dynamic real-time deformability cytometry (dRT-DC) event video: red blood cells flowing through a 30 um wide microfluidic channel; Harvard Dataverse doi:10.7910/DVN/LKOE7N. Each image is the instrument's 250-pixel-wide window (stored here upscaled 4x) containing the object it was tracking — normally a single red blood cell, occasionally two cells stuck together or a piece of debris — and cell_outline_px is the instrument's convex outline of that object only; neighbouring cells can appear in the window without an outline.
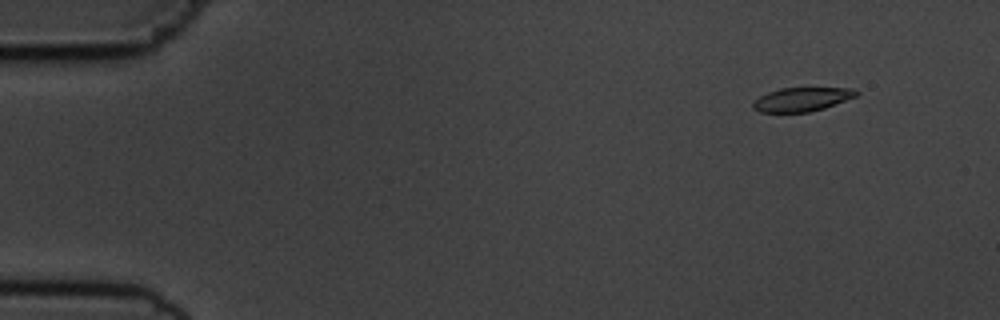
{"species": "common noctule bat (a hibernating species)", "species_latin": "Nyctalus noctula", "temperature_condition": "cold", "stored_images_in_passage": 5, "camera_frame_rate_fps": 3000, "um_per_image_px": 0.085, "animal": {"sex": "male", "body_mass_g": 19.5, "forearm_length_mm": 54.6}, "frame": {"image": 1, "passage_image": 2, "time_ms": 1.0, "image_size_px": [1000, 320], "cell_outline_px": [[860, 92], [856, 96], [824, 108], [808, 112], [760, 112], [752, 108], [752, 104], [760, 96], [768, 92], [780, 88], [856, 88]], "centroid_in_image_um": [68.17, 8.44], "position_along_channel_um": 16.8, "area_um2": 14.28}}
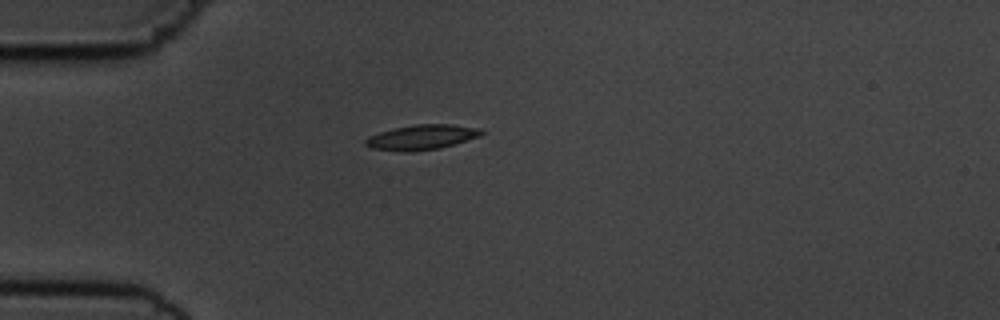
{"frame": {"image": 2, "passage_image": 5, "time_ms": 4.333, "image_size_px": [1000, 320], "cell_outline_px": [[484, 132], [480, 136], [456, 144], [440, 148], [408, 152], [404, 152], [372, 148], [364, 144], [364, 140], [368, 136], [380, 132], [396, 128], [416, 124], [452, 124], [480, 128]], "centroid_in_image_um": [35.86, 11.66], "position_along_channel_um": 49.1, "area_um2": 16.88}}